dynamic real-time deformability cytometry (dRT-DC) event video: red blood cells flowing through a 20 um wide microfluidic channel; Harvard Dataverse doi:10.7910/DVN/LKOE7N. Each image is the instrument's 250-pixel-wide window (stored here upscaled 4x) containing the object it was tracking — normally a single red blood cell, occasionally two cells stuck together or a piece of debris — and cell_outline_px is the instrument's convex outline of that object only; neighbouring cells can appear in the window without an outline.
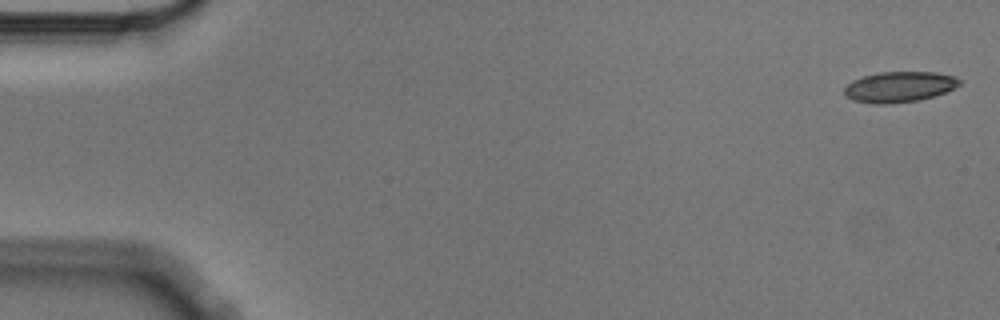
{"species": "Egyptian fruit bat (a non-hibernating species)", "species_latin": "Rousettus aegyptiacus", "temperature_condition": "cold", "stored_images_in_passage": 6, "segment_of_instrument_passage": [1, 2], "camera_frame_rate_fps": 3000, "um_per_image_px": 0.085, "animal": {"sex": "male"}, "frame": {"image": 1, "passage_image": 1, "time_ms": 0.0, "image_size_px": [1000, 320], "cell_outline_px": [[960, 84], [944, 92], [920, 100], [892, 104], [872, 104], [852, 100], [844, 92], [844, 88], [852, 80], [864, 76], [880, 72], [936, 72], [952, 76], [960, 80]], "centroid_in_image_um": [76.4, 7.39], "position_along_channel_um": 8.6, "area_um2": 20.4}}
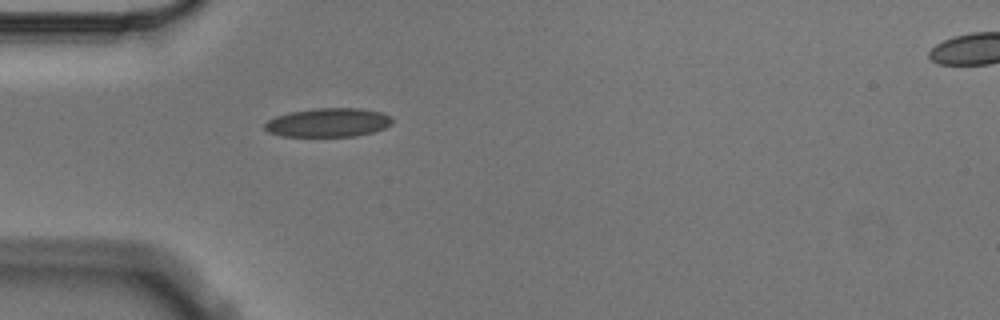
{"frame": {"image": 2, "passage_image": 5, "time_ms": 1.333, "image_size_px": [1000, 320], "cell_outline_px": [[392, 124], [384, 128], [372, 132], [356, 136], [280, 136], [268, 132], [264, 128], [264, 124], [268, 120], [276, 116], [292, 112], [316, 108], [360, 108], [380, 112], [392, 116]], "centroid_in_image_um": [27.9, 10.42], "position_along_channel_um": 57.1, "area_um2": 21.39}}